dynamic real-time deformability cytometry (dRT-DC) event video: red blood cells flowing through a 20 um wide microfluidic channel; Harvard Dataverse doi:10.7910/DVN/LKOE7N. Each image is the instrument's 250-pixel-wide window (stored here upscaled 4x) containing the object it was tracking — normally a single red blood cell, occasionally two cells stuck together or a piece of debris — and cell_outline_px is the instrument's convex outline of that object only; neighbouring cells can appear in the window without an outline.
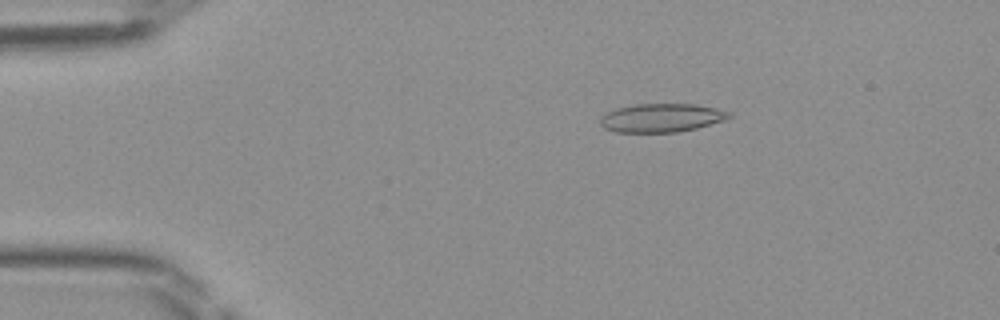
{"species": "Egyptian fruit bat (a non-hibernating species)", "species_latin": "Rousettus aegyptiacus", "temperature_condition": "room temperature", "stored_images_in_passage": 47, "camera_frame_rate_fps": 3000, "um_per_image_px": 0.085, "frame": {"image": 1, "passage_image": 8, "time_ms": 2.333, "image_size_px": [1000, 320], "cell_outline_px": [[732, 116], [724, 120], [696, 128], [680, 132], [616, 132], [604, 128], [600, 124], [600, 116], [604, 112], [616, 108], [636, 104], [696, 104], [716, 108], [732, 112]], "centroid_in_image_um": [56.21, 10.01], "position_along_channel_um": 28.8, "area_um2": 21.62}}
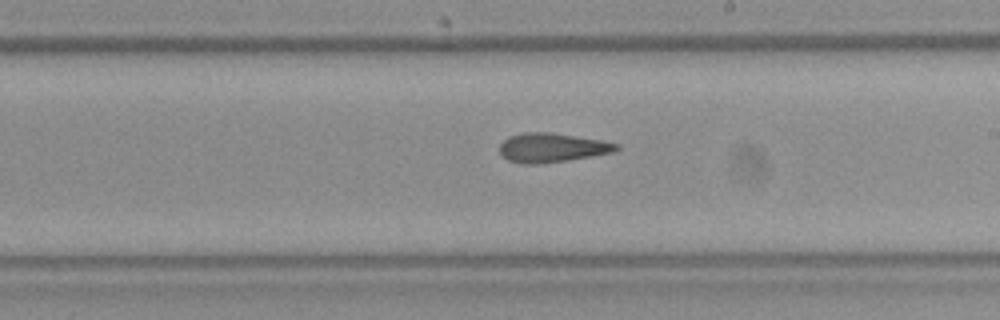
{"frame": {"image": 2, "passage_image": 27, "time_ms": 8.667, "image_size_px": [1000, 320], "cell_outline_px": [[620, 148], [616, 152], [568, 160], [540, 164], [524, 164], [508, 160], [500, 156], [500, 144], [508, 136], [520, 132], [552, 132], [600, 140], [620, 144]], "centroid_in_image_um": [46.91, 12.55], "position_along_channel_um": 242.1, "area_um2": 20.11}}
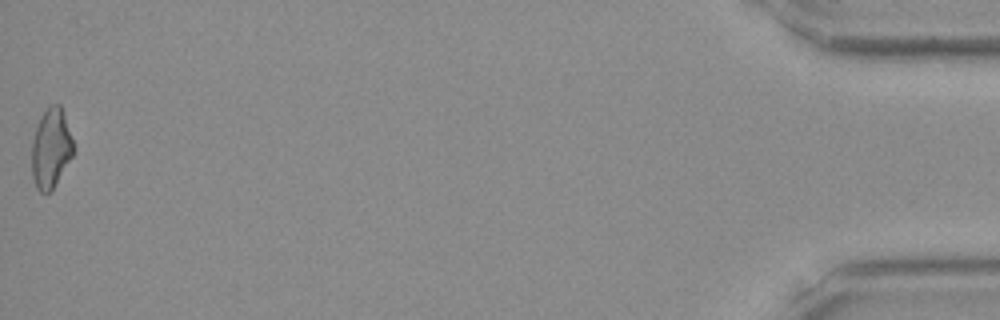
{"frame": {"image": 3, "passage_image": 47, "time_ms": 15.333, "image_size_px": [1000, 320], "cell_outline_px": [[76, 148], [72, 156], [52, 192], [40, 192], [36, 188], [32, 176], [32, 140], [40, 116], [48, 104], [60, 104]], "centroid_in_image_um": [4.34, 12.61], "position_along_channel_um": 430.9, "area_um2": 19.59}}